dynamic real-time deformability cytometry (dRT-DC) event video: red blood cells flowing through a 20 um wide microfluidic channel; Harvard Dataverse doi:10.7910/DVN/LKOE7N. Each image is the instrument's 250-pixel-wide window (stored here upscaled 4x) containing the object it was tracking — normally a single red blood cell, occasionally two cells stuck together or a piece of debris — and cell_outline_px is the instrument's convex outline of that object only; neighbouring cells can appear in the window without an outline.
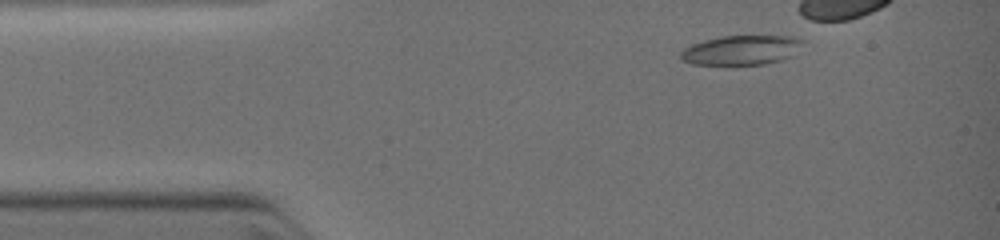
{"species": "common noctule bat (a hibernating species)", "species_latin": "Nyctalus noctula", "temperature_condition": "warm", "stored_images_in_passage": 20, "camera_frame_rate_fps": 3000, "um_per_image_px": 0.085, "animal": {"sex": "female", "body_mass_g": 19.0, "forearm_length_mm": 51.5}, "frame": {"image": 1, "passage_image": 4, "time_ms": 1.333, "image_size_px": [1000, 240], "cell_outline_px": [[804, 40], [792, 56], [780, 60], [764, 64], [692, 64], [680, 60], [680, 52], [684, 48], [692, 44], [724, 36], [792, 36]], "centroid_in_image_um": [63.0, 4.26], "position_along_channel_um": 22.0, "area_um2": 20.69}}
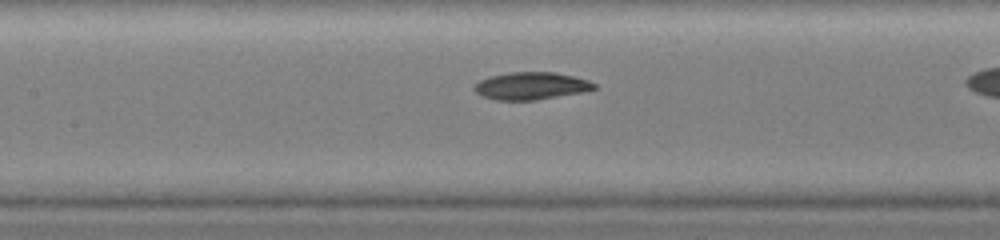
{"frame": {"image": 2, "passage_image": 12, "time_ms": 5.333, "image_size_px": [1000, 240], "cell_outline_px": [[596, 88], [584, 92], [536, 100], [496, 100], [480, 96], [472, 88], [480, 80], [488, 76], [508, 72], [556, 72], [588, 80], [596, 84]], "centroid_in_image_um": [45.12, 7.3], "position_along_channel_um": 162.3, "area_um2": 19.31}}
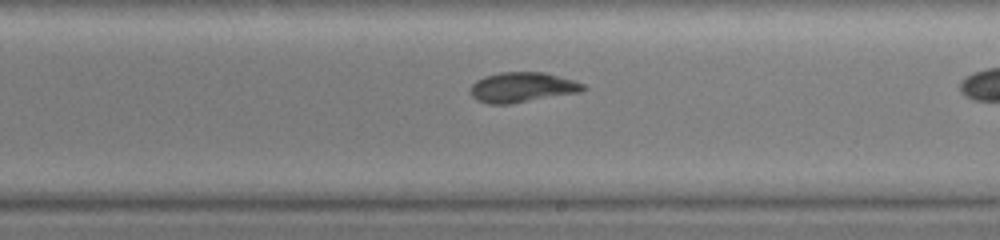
{"frame": {"image": 3, "passage_image": 15, "time_ms": 7.0, "image_size_px": [1000, 240], "cell_outline_px": [[588, 88], [580, 92], [508, 104], [488, 104], [476, 100], [468, 92], [472, 84], [476, 80], [484, 76], [500, 72], [544, 72], [572, 80], [584, 84]], "centroid_in_image_um": [44.34, 7.42], "position_along_channel_um": 244.7, "area_um2": 19.77}}